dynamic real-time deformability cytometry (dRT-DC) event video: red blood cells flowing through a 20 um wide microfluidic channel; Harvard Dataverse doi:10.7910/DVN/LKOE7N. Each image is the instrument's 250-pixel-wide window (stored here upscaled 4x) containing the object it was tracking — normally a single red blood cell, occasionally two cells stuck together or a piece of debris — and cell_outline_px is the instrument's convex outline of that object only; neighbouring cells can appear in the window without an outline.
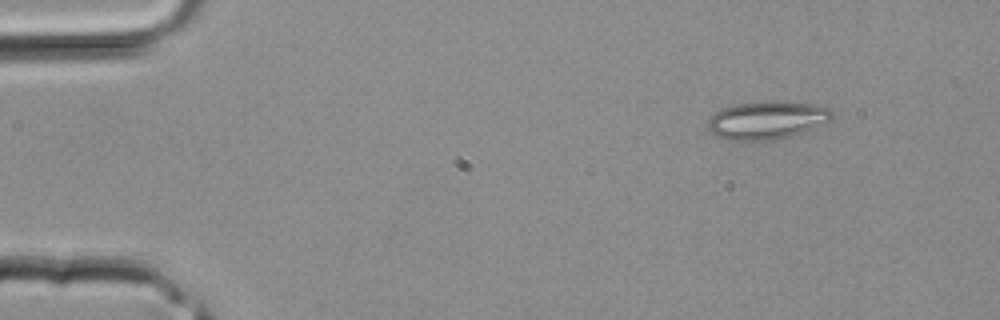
{"species": "common noctule bat (a hibernating species)", "species_latin": "Nyctalus noctula", "temperature_condition": "room temperature", "stored_images_in_passage": 2, "camera_frame_rate_fps": 3000, "um_per_image_px": 0.085, "animal": {"sex": "male", "body_mass_g": 20.4}, "frame": {"image": 1, "passage_image": 1, "time_ms": 0.0, "image_size_px": [1000, 320], "cell_outline_px": [[832, 116], [828, 120], [796, 136], [784, 140], [724, 140], [716, 136], [708, 128], [708, 120], [720, 108], [736, 104], [764, 100], [780, 100], [812, 104], [832, 108]], "centroid_in_image_um": [65.19, 10.21], "position_along_channel_um": 19.8, "area_um2": 28.03}}